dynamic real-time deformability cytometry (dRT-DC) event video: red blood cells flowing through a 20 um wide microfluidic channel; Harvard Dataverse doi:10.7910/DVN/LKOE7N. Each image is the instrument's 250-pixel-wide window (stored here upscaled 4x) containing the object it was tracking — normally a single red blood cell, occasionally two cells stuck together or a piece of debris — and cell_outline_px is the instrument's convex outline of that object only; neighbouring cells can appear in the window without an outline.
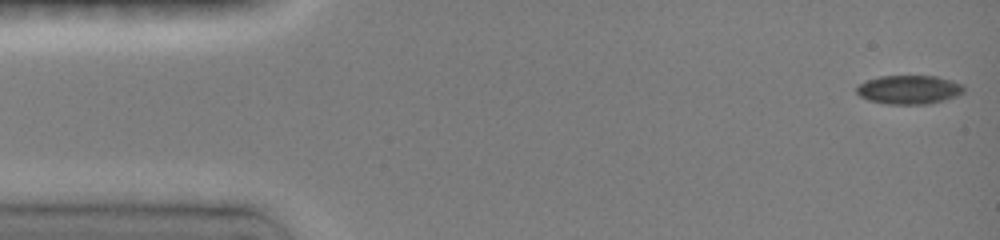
{"species": "common noctule bat (a hibernating species)", "species_latin": "Nyctalus noctula", "temperature_condition": "room temperature", "stored_images_in_passage": 47, "camera_frame_rate_fps": 3000, "um_per_image_px": 0.085, "animal": {"sex": "female", "body_mass_g": 19.0, "forearm_length_mm": 51.5}, "frame": {"image": 1, "passage_image": 1, "time_ms": 0.0, "image_size_px": [1000, 240], "cell_outline_px": [[964, 92], [956, 96], [928, 104], [888, 104], [868, 100], [860, 96], [856, 92], [856, 88], [864, 80], [880, 76], [936, 76], [952, 80], [964, 84]], "centroid_in_image_um": [77.26, 7.61], "position_along_channel_um": 7.7, "area_um2": 18.09}}
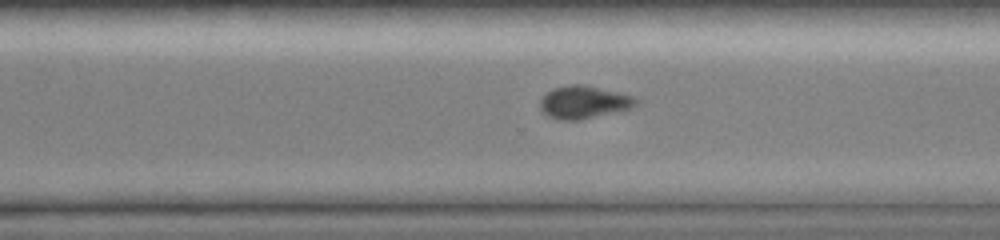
{"frame": {"image": 2, "passage_image": 33, "time_ms": 10.667, "image_size_px": [1000, 240], "cell_outline_px": [[640, 100], [632, 108], [580, 120], [560, 120], [548, 116], [540, 108], [540, 100], [552, 88], [568, 84], [580, 84], [616, 92], [632, 96]], "centroid_in_image_um": [49.61, 8.69], "position_along_channel_um": 321.0, "area_um2": 18.09}}
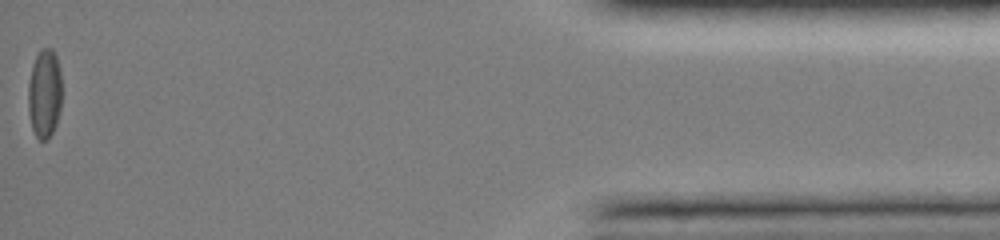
{"frame": {"image": 3, "passage_image": 47, "time_ms": 15.333, "image_size_px": [1000, 240], "cell_outline_px": [[60, 108], [56, 124], [48, 140], [40, 140], [36, 136], [32, 128], [28, 108], [28, 84], [32, 64], [40, 48], [52, 48], [56, 56], [60, 68]], "centroid_in_image_um": [3.77, 7.93], "position_along_channel_um": 431.4, "area_um2": 17.46}, "authors_computed_cell_mechanics": {"area_um2": 18.1492, "velocity_mm_per_s": 4.0459, "shape_relaxation_time_tau1_ms": 8.1841, "shape_relaxation_time_tau2_ms": null, "deformation_change_tau1": 0.1401, "deformation_change_tau2": null}}